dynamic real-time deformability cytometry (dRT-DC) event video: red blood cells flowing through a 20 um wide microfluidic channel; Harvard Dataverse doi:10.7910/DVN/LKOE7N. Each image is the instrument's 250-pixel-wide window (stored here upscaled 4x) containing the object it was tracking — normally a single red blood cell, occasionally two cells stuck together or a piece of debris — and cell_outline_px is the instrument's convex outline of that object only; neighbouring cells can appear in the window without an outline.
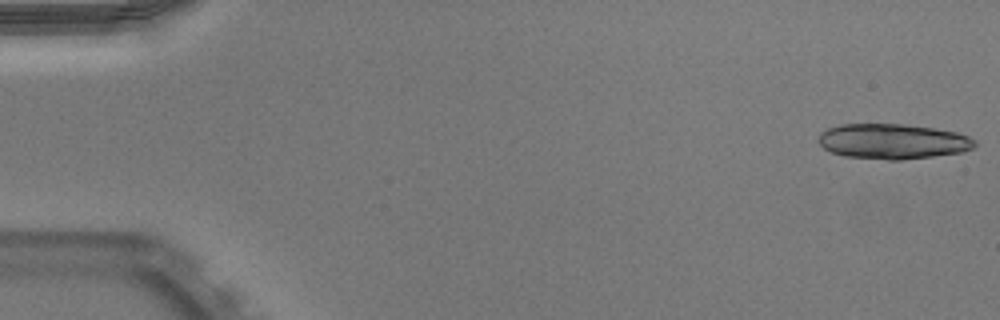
{"species": "Egyptian fruit bat (a non-hibernating species)", "species_latin": "Rousettus aegyptiacus", "temperature_condition": "warm", "stored_images_in_passage": 51, "camera_frame_rate_fps": 3000, "um_per_image_px": 0.085, "animal": {"sex": "male"}, "frame": {"image": 1, "passage_image": 1, "time_ms": 0.0, "image_size_px": [1000, 320], "cell_outline_px": [[976, 144], [972, 148], [960, 152], [932, 156], [900, 160], [888, 160], [844, 156], [832, 152], [824, 148], [816, 140], [820, 132], [828, 128], [840, 124], [904, 124], [932, 128], [956, 132], [968, 136], [976, 140]], "centroid_in_image_um": [75.84, 12.01], "position_along_channel_um": 9.2, "area_um2": 32.02}}
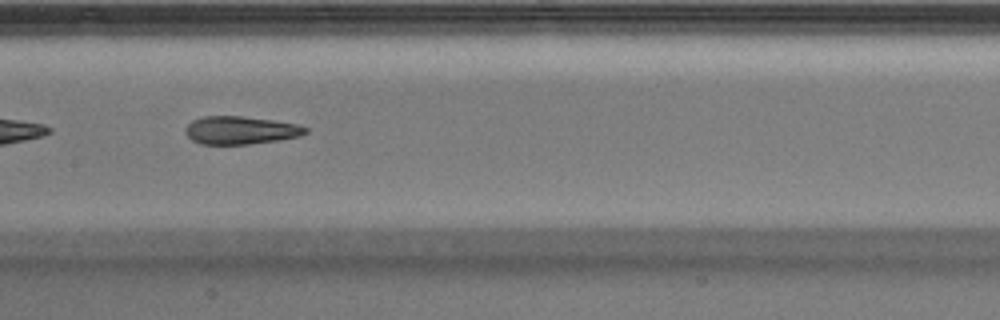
{"frame": {"image": 2, "passage_image": 26, "time_ms": 8.333, "image_size_px": [1000, 320], "cell_outline_px": [[308, 132], [300, 136], [276, 140], [248, 144], [200, 144], [192, 140], [184, 132], [184, 128], [192, 120], [204, 116], [240, 116], [272, 120], [296, 124], [308, 128]], "centroid_in_image_um": [20.41, 11.07], "position_along_channel_um": 187.0, "area_um2": 19.48}}
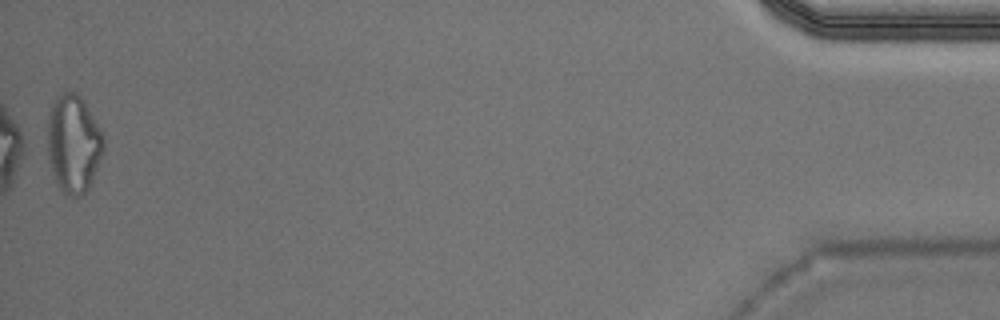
{"frame": {"image": 3, "passage_image": 51, "time_ms": 16.667, "image_size_px": [1000, 320], "cell_outline_px": [[104, 152], [92, 180], [88, 188], [80, 196], [72, 196], [64, 192], [56, 184], [48, 156], [48, 112], [52, 100], [56, 96], [64, 92], [76, 92], [84, 100], [104, 136]], "centroid_in_image_um": [6.24, 12.18], "position_along_channel_um": 429.0, "area_um2": 32.14}, "authors_computed_cell_mechanics": {"area_um2": 23.5824, "velocity_mm_per_s": 3.9806, "shape_relaxation_time_tau1_ms": 6.6474, "shape_relaxation_time_tau2_ms": 2.2241, "deformation_change_tau1": 0.2357, "deformation_change_tau2": 0.0953}}